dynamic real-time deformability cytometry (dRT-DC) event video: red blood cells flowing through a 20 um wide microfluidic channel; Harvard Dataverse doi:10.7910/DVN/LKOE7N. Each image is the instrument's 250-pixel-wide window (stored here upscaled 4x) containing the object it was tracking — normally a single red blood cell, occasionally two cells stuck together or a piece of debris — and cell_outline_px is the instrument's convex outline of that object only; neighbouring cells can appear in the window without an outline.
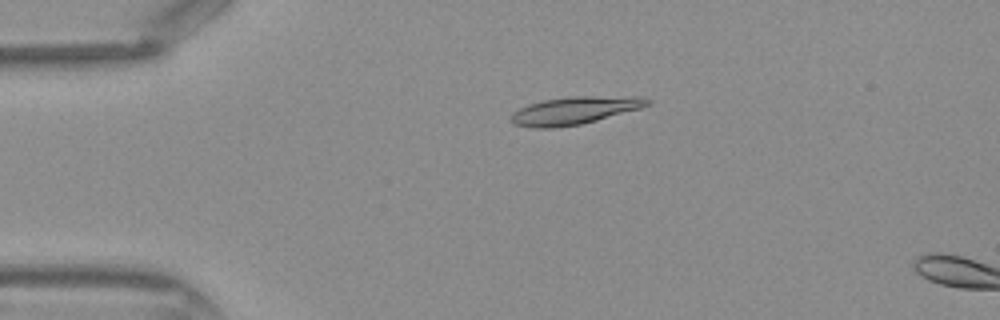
{"species": "Egyptian fruit bat (a non-hibernating species)", "species_latin": "Rousettus aegyptiacus", "temperature_condition": "warm", "stored_images_in_passage": 5, "camera_frame_rate_fps": 3000, "um_per_image_px": 0.085, "frame": {"image": 1, "passage_image": 2, "time_ms": 0.333, "image_size_px": [1000, 320], "cell_outline_px": [[652, 104], [640, 108], [596, 120], [580, 124], [556, 128], [536, 128], [516, 124], [508, 120], [512, 112], [528, 104], [544, 100], [572, 96], [644, 96], [652, 100]], "centroid_in_image_um": [48.86, 9.38], "position_along_channel_um": 36.1, "area_um2": 22.08}}